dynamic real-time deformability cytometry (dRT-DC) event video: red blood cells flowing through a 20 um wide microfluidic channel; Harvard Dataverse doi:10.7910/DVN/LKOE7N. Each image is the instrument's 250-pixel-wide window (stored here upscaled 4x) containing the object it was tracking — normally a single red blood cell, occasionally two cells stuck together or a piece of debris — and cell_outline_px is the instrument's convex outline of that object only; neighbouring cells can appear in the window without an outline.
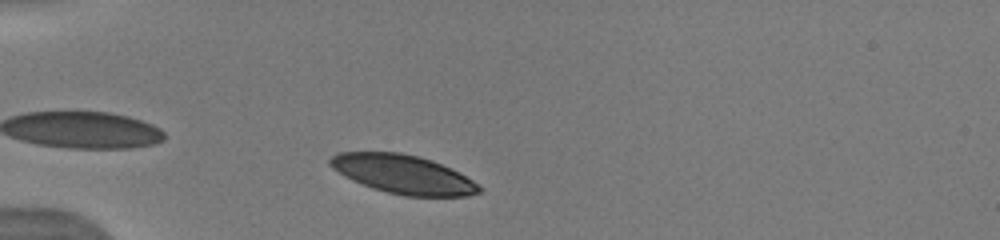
{"species": "human", "species_latin": "Homo sapiens", "temperature_condition": "warm", "stored_images_in_passage": 8, "camera_frame_rate_fps": 3000, "um_per_image_px": 0.085, "donor": {"sex": "male"}, "frame": {"image": 1, "passage_image": 3, "time_ms": 0.667, "image_size_px": [1000, 240], "cell_outline_px": [[484, 188], [480, 192], [468, 196], [404, 196], [372, 188], [352, 180], [332, 168], [328, 164], [328, 160], [336, 152], [400, 152], [432, 160], [452, 168], [460, 172]], "centroid_in_image_um": [34.28, 14.81], "position_along_channel_um": 50.7, "area_um2": 33.76}}